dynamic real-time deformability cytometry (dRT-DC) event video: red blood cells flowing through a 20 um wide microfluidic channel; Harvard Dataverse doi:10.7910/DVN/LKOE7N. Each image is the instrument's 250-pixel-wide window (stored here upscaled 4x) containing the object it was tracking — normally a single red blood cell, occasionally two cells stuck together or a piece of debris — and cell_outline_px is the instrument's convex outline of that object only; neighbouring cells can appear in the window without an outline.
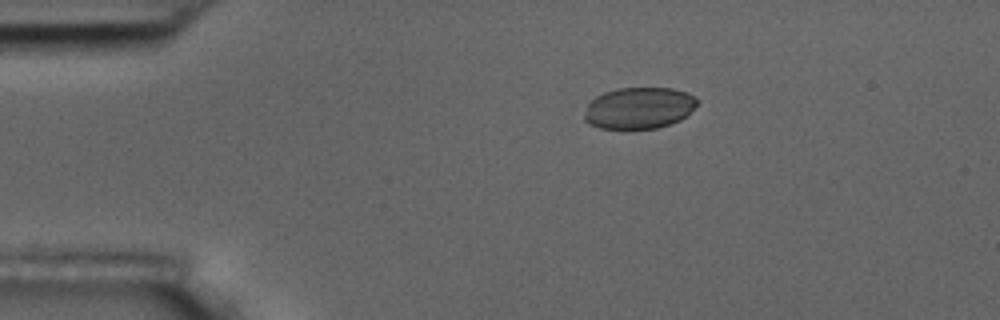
{"species": "common noctule bat (a hibernating species)", "species_latin": "Nyctalus noctula", "temperature_condition": "room temperature", "stored_images_in_passage": 8, "camera_frame_rate_fps": 3000, "um_per_image_px": 0.085, "animal": {"sex": "male", "body_mass_g": 17.5, "forearm_length_mm": 52.3}, "frame": {"image": 1, "passage_image": 1, "time_ms": 0.0, "image_size_px": [1000, 320], "cell_outline_px": [[700, 100], [680, 120], [656, 128], [632, 132], [600, 128], [588, 124], [584, 120], [584, 116], [588, 104], [596, 96], [604, 92], [620, 88], [672, 88], [696, 96]], "centroid_in_image_um": [54.27, 9.22], "position_along_channel_um": 30.7, "area_um2": 27.8}}
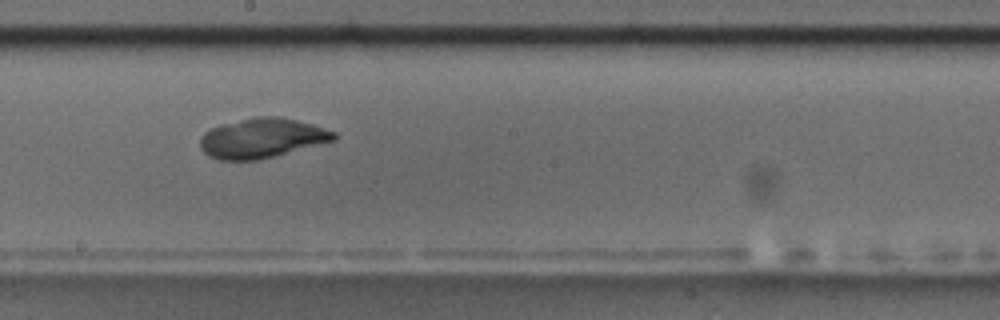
{"frame": {"image": 2, "passage_image": 7, "time_ms": 7.0, "image_size_px": [1000, 320], "cell_outline_px": [[336, 140], [260, 160], [220, 160], [208, 156], [200, 148], [200, 136], [204, 132], [220, 124], [256, 116], [280, 116], [312, 124], [336, 132]], "centroid_in_image_um": [22.25, 11.74], "position_along_channel_um": 225.9, "area_um2": 31.15}}
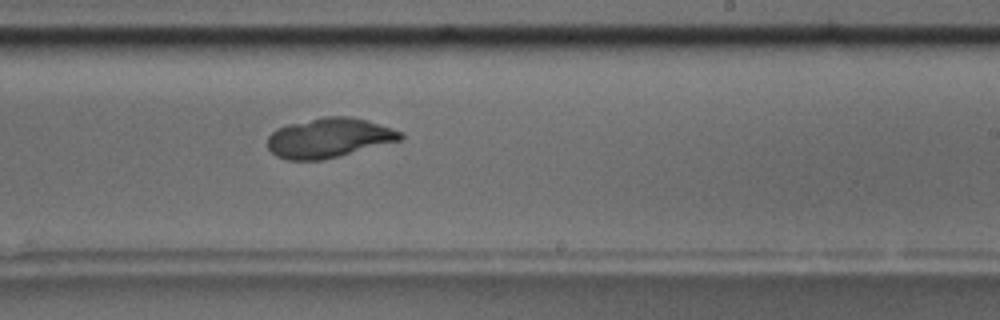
{"frame": {"image": 3, "passage_image": 8, "time_ms": 8.0, "image_size_px": [1000, 320], "cell_outline_px": [[404, 136], [400, 140], [320, 160], [288, 160], [276, 156], [268, 148], [268, 136], [276, 128], [288, 124], [324, 116], [352, 116], [392, 128], [404, 132]], "centroid_in_image_um": [27.93, 11.7], "position_along_channel_um": 261.1, "area_um2": 30.4}}